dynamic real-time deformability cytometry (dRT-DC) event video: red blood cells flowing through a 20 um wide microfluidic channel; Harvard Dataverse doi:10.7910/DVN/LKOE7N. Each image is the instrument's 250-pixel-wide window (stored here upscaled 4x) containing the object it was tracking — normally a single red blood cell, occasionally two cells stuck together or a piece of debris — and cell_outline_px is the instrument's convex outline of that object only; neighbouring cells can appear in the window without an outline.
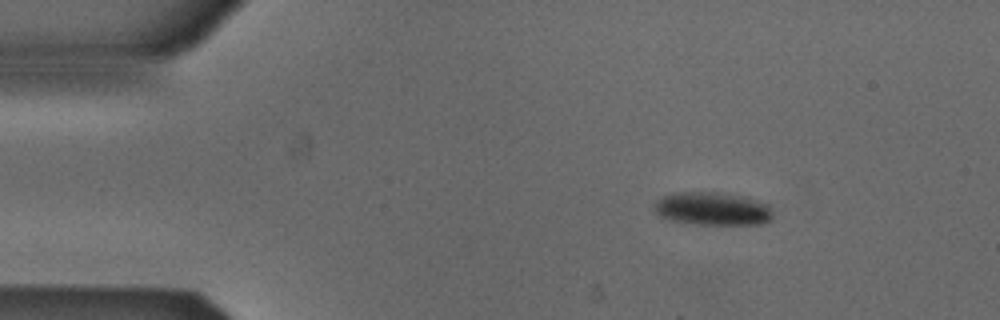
{"species": "Egyptian fruit bat (a non-hibernating species)", "species_latin": "Rousettus aegyptiacus", "temperature_condition": "cold", "stored_images_in_passage": 16, "camera_frame_rate_fps": 3000, "um_per_image_px": 0.085, "animal": {"sex": "male"}, "frame": {"image": 1, "passage_image": 1, "time_ms": 0.0, "image_size_px": [1000, 320], "cell_outline_px": [[772, 216], [768, 220], [760, 224], [700, 224], [668, 220], [660, 216], [652, 208], [652, 204], [656, 200], [672, 192], [724, 192], [748, 196], [768, 204], [772, 212]], "centroid_in_image_um": [60.53, 17.71], "position_along_channel_um": 24.5, "area_um2": 23.24}}
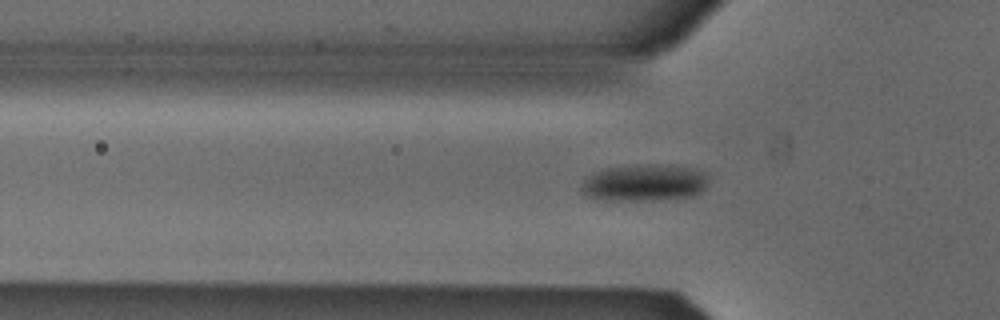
{"frame": {"image": 2, "passage_image": 10, "time_ms": 3.0, "image_size_px": [1000, 320], "cell_outline_px": [[708, 180], [704, 192], [692, 196], [668, 200], [592, 200], [584, 196], [580, 188], [584, 180], [588, 176], [596, 172], [608, 168], [636, 164], [656, 164], [692, 168], [704, 172], [708, 176]], "centroid_in_image_um": [54.77, 15.56], "position_along_channel_um": 71.0, "area_um2": 27.86}}
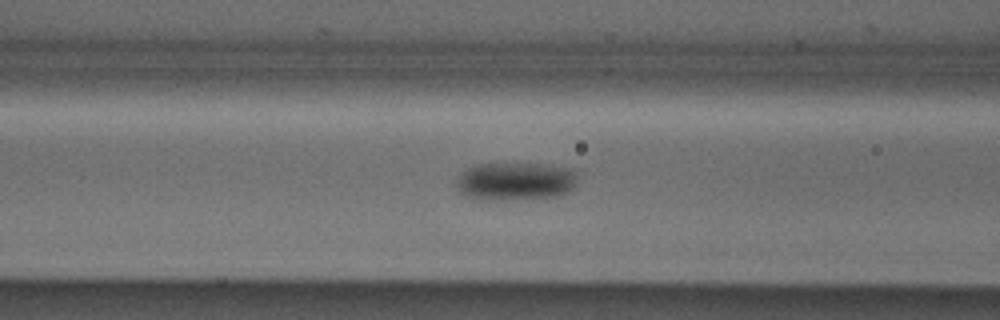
{"frame": {"image": 3, "passage_image": 14, "time_ms": 4.333, "image_size_px": [1000, 320], "cell_outline_px": [[576, 184], [568, 192], [560, 196], [492, 200], [476, 200], [464, 196], [456, 188], [456, 176], [468, 168], [476, 164], [512, 160], [544, 164], [568, 168], [576, 172]], "centroid_in_image_um": [43.74, 15.36], "position_along_channel_um": 122.9, "area_um2": 28.03}}